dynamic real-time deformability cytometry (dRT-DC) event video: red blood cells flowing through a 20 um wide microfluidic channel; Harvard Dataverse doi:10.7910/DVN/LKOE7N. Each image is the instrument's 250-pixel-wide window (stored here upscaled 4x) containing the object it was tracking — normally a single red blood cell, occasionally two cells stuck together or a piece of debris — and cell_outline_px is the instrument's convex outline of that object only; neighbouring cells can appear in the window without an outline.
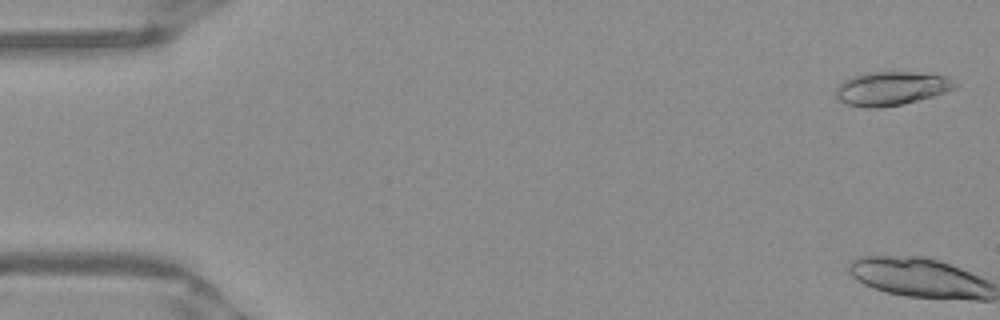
{"species": "Egyptian fruit bat (a non-hibernating species)", "species_latin": "Rousettus aegyptiacus", "temperature_condition": "warm", "stored_images_in_passage": 3, "camera_frame_rate_fps": 3000, "um_per_image_px": 0.085, "frame": {"image": 1, "passage_image": 2, "time_ms": 0.333, "image_size_px": [1000, 320], "cell_outline_px": [[956, 88], [932, 96], [904, 104], [880, 108], [864, 108], [844, 104], [836, 96], [836, 88], [844, 80], [852, 76], [864, 72], [912, 72], [944, 76], [952, 80], [956, 84]], "centroid_in_image_um": [75.7, 7.53], "position_along_channel_um": 9.3, "area_um2": 23.41}}